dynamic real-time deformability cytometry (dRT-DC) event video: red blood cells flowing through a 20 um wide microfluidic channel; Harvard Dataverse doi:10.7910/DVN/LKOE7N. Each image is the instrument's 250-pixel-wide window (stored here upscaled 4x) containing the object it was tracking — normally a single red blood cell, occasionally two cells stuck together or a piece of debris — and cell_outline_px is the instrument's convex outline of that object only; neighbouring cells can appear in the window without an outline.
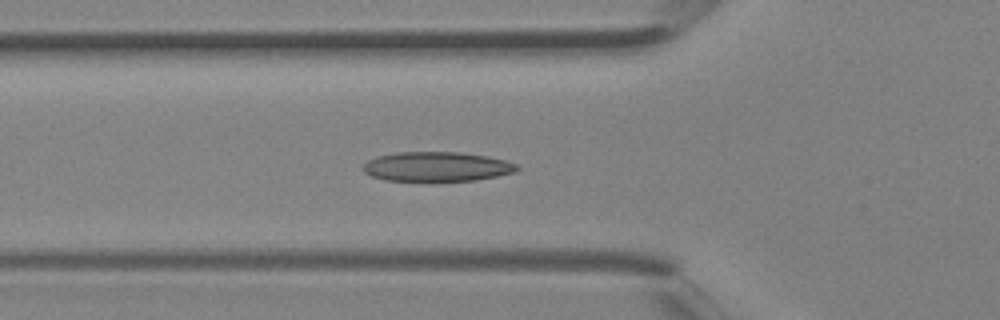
{"species": "Egyptian fruit bat (a non-hibernating species)", "species_latin": "Rousettus aegyptiacus", "temperature_condition": "room temperature", "stored_images_in_passage": 32, "camera_frame_rate_fps": 3000, "um_per_image_px": 0.085, "animal": {"sex": "female"}, "frame": {"image": 1, "passage_image": 6, "time_ms": 1.667, "image_size_px": [1000, 320], "cell_outline_px": [[520, 168], [516, 172], [476, 180], [428, 184], [384, 180], [372, 176], [364, 172], [360, 168], [368, 160], [376, 156], [396, 152], [460, 152], [488, 156], [504, 160], [516, 164]], "centroid_in_image_um": [37.08, 14.21], "position_along_channel_um": 88.7, "area_um2": 27.74}}
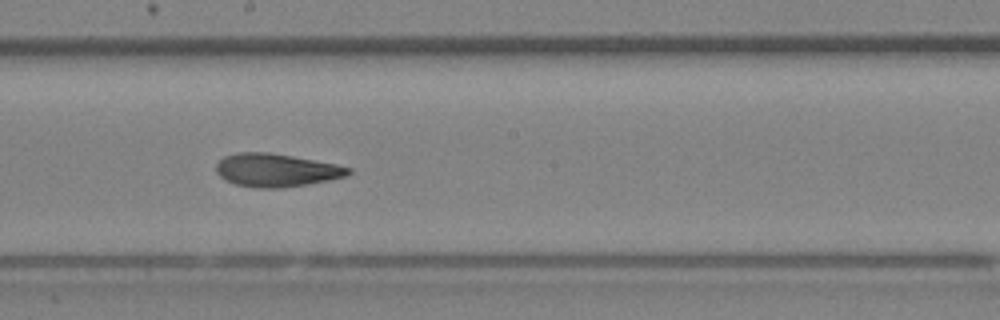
{"frame": {"image": 2, "passage_image": 14, "time_ms": 4.333, "image_size_px": [1000, 320], "cell_outline_px": [[352, 172], [348, 176], [308, 184], [280, 188], [256, 188], [236, 184], [220, 176], [216, 172], [216, 164], [224, 156], [236, 152], [268, 152], [292, 156], [336, 164], [352, 168]], "centroid_in_image_um": [23.49, 14.46], "position_along_channel_um": 224.7, "area_um2": 25.49}}
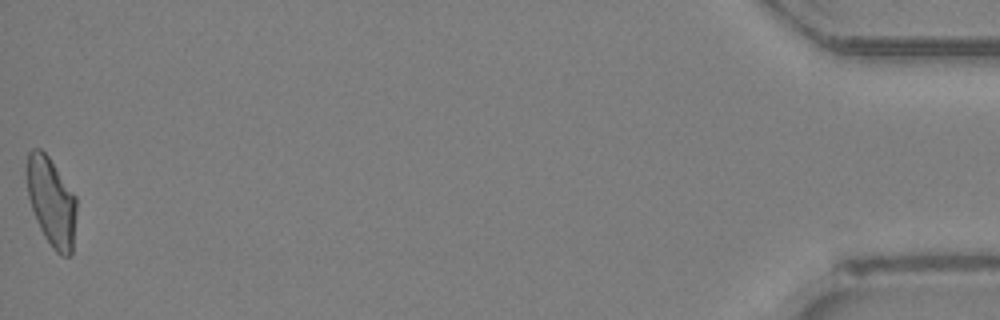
{"frame": {"image": 3, "passage_image": 32, "time_ms": 10.333, "image_size_px": [1000, 320], "cell_outline_px": [[76, 212], [72, 252], [68, 256], [60, 256], [52, 248], [44, 236], [36, 220], [28, 196], [24, 168], [28, 152], [32, 148], [40, 148], [48, 156], [76, 196]], "centroid_in_image_um": [4.33, 17.11], "position_along_channel_um": 430.9, "area_um2": 25.95}}